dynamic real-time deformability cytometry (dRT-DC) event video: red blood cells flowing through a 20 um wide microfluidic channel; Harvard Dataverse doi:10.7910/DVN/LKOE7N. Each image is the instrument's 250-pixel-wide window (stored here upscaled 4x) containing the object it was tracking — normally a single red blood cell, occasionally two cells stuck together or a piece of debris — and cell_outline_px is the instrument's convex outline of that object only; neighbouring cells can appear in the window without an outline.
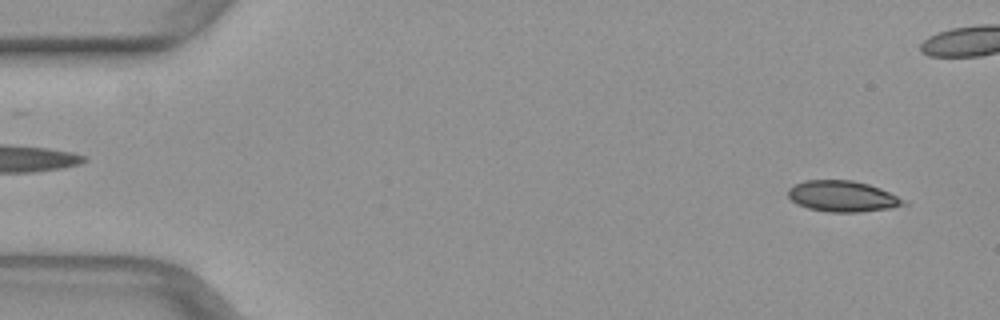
{"species": "common noctule bat (a hibernating species)", "species_latin": "Nyctalus noctula", "temperature_condition": "warm", "stored_images_in_passage": 9, "camera_frame_rate_fps": 3000, "um_per_image_px": 0.085, "animal": {"sex": "female", "body_mass_g": 29.2, "forearm_length_mm": 56.3}, "frame": {"image": 1, "passage_image": 3, "time_ms": 0.667, "image_size_px": [1000, 320], "cell_outline_px": [[908, 204], [892, 208], [860, 212], [828, 212], [808, 208], [796, 204], [788, 196], [788, 188], [804, 180], [852, 180], [868, 184], [880, 188], [908, 200]], "centroid_in_image_um": [71.65, 16.69], "position_along_channel_um": 13.4, "area_um2": 21.04}}